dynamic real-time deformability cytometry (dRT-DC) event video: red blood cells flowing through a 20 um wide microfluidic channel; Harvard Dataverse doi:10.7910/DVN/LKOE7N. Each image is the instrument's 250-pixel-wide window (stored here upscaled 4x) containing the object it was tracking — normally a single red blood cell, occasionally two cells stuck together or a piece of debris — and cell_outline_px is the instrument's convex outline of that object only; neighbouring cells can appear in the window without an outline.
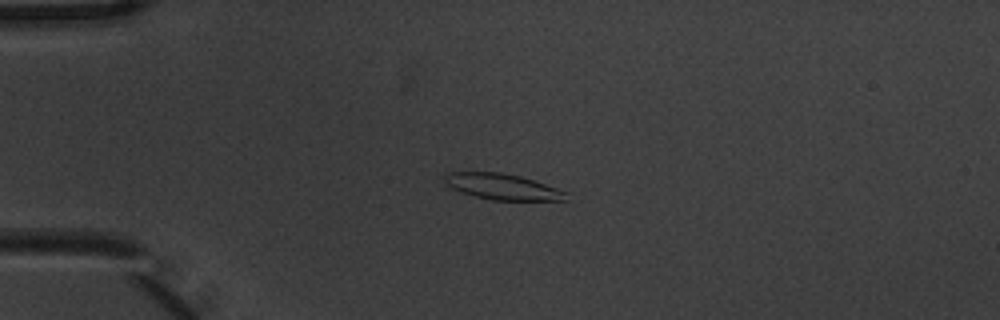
{"species": "common noctule bat (a hibernating species)", "species_latin": "Nyctalus noctula", "temperature_condition": "warm", "stored_images_in_passage": 5, "camera_frame_rate_fps": 3000, "um_per_image_px": 0.085, "animal": {"sex": "male", "body_mass_g": 20.1, "forearm_length_mm": 53.5}, "frame": {"image": 1, "passage_image": 4, "time_ms": 1.0, "image_size_px": [1000, 320], "cell_outline_px": [[568, 200], [492, 200], [460, 192], [452, 188], [444, 180], [444, 176], [448, 172], [500, 172], [520, 176], [568, 192]], "centroid_in_image_um": [42.71, 15.87], "position_along_channel_um": 42.3, "area_um2": 18.15}}